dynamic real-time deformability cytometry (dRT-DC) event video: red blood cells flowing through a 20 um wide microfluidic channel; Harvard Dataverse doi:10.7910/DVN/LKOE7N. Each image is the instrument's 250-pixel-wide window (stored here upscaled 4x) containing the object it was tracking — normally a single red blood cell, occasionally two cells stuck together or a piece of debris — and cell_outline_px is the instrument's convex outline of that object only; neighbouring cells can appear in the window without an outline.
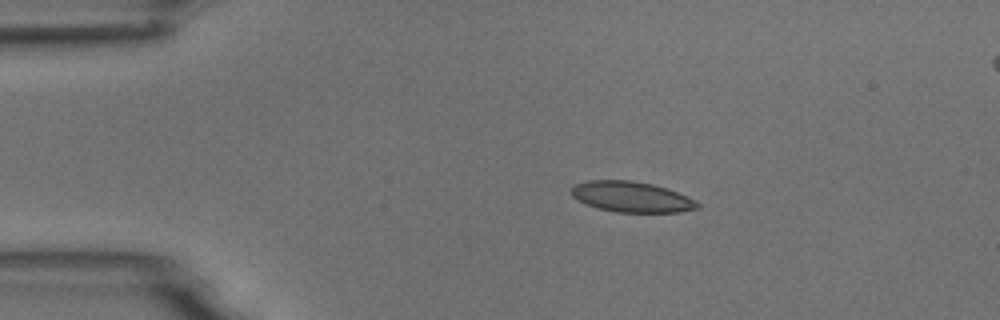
{"species": "common noctule bat (a hibernating species)", "species_latin": "Nyctalus noctula", "temperature_condition": "room temperature", "stored_images_in_passage": 16, "segment_of_instrument_passage": [1, 2], "camera_frame_rate_fps": 3000, "um_per_image_px": 0.085, "animal": {"sex": "male", "body_mass_g": 18.8}, "frame": {"image": 1, "passage_image": 3, "time_ms": 3.333, "image_size_px": [1000, 320], "cell_outline_px": [[700, 208], [680, 212], [616, 212], [600, 208], [588, 204], [572, 196], [572, 188], [576, 184], [588, 180], [632, 180], [652, 184], [688, 196], [696, 200], [700, 204]], "centroid_in_image_um": [53.73, 16.73], "position_along_channel_um": 31.3, "area_um2": 22.25}}
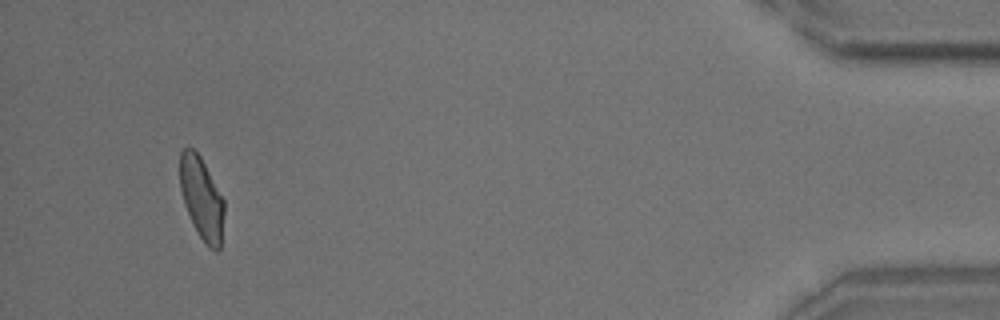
{"frame": {"image": 2, "passage_image": 14, "time_ms": 17.0, "image_size_px": [1000, 320], "cell_outline_px": [[224, 212], [220, 248], [216, 252], [208, 248], [192, 224], [184, 204], [180, 188], [180, 152], [184, 148], [192, 148], [200, 156], [224, 200]], "centroid_in_image_um": [17.14, 16.88], "position_along_channel_um": 418.1, "area_um2": 21.1}}